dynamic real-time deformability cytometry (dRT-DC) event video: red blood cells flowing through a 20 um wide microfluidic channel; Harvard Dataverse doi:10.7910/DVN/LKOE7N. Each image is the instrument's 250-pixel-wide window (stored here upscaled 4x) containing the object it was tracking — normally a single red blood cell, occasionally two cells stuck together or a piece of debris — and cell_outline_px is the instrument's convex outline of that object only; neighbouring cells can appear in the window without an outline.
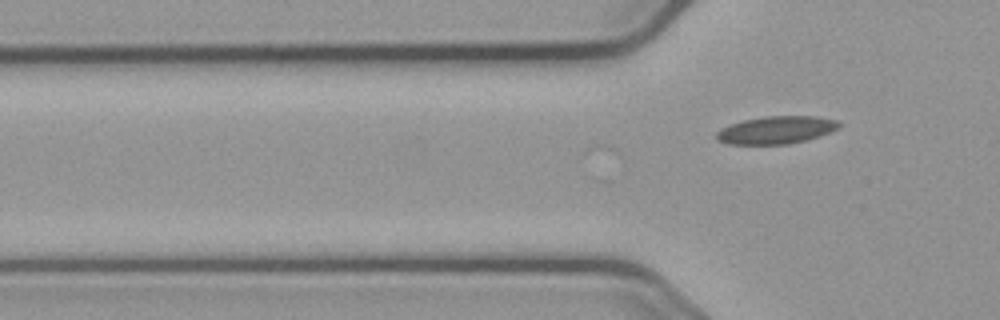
{"species": "common noctule bat (a hibernating species)", "species_latin": "Nyctalus noctula", "temperature_condition": "cold", "stored_images_in_passage": 14, "segment_of_instrument_passage": [2, 2], "camera_frame_rate_fps": 3000, "um_per_image_px": 0.085, "animal": {"sex": "male", "body_mass_g": 23.1, "forearm_length_mm": 52.7}, "frame": {"image": 1, "passage_image": 14, "time_ms": 4.333, "image_size_px": [1000, 320], "cell_outline_px": [[840, 128], [820, 136], [788, 144], [728, 144], [716, 140], [716, 132], [720, 128], [744, 120], [764, 116], [816, 116], [836, 120], [840, 124]], "centroid_in_image_um": [65.97, 11.05], "position_along_channel_um": 59.8, "area_um2": 19.71}}